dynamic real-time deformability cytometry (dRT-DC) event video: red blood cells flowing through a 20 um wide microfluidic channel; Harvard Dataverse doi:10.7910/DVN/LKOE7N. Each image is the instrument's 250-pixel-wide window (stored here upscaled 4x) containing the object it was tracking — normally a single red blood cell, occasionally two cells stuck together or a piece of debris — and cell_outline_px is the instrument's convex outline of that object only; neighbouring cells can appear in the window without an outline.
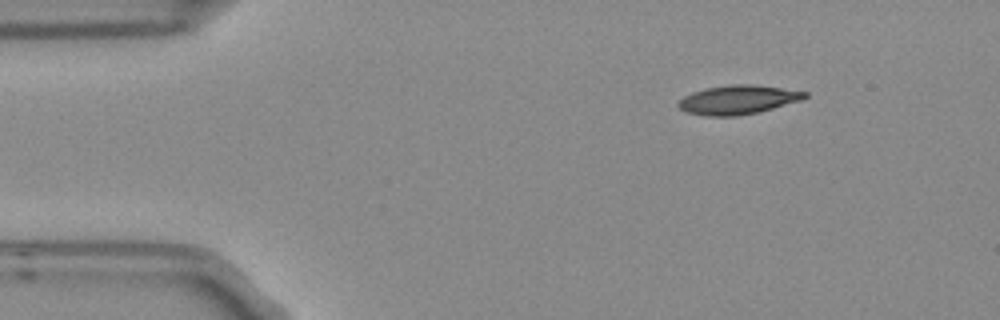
{"species": "Egyptian fruit bat (a non-hibernating species)", "species_latin": "Rousettus aegyptiacus", "temperature_condition": "room temperature", "stored_images_in_passage": 3, "camera_frame_rate_fps": 3000, "um_per_image_px": 0.085, "frame": {"image": 1, "passage_image": 1, "time_ms": 0.0, "image_size_px": [1000, 320], "cell_outline_px": [[808, 96], [800, 100], [760, 112], [736, 116], [704, 116], [688, 112], [680, 108], [676, 104], [684, 96], [692, 92], [704, 88], [728, 84], [748, 84], [780, 88], [808, 92]], "centroid_in_image_um": [62.69, 8.48], "position_along_channel_um": 22.3, "area_um2": 21.33}}